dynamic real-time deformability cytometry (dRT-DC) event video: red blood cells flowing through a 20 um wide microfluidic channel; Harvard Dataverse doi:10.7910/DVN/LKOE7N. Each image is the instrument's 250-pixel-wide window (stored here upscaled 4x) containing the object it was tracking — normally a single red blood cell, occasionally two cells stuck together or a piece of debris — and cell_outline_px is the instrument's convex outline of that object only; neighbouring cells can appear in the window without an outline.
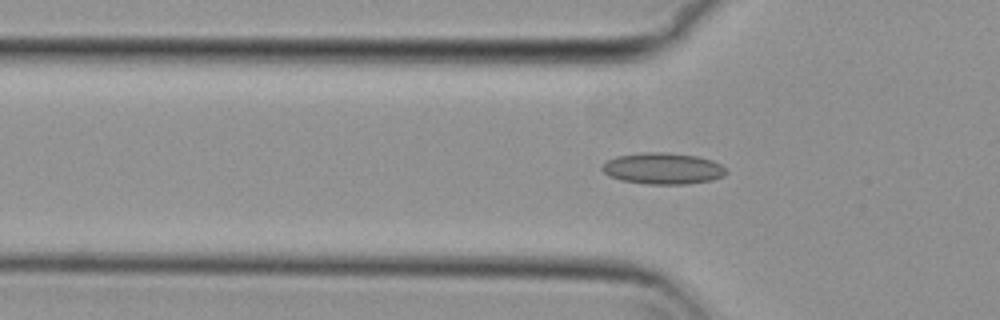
{"species": "common noctule bat (a hibernating species)", "species_latin": "Nyctalus noctula", "temperature_condition": "cold", "stored_images_in_passage": 50, "camera_frame_rate_fps": 3000, "um_per_image_px": 0.085, "animal": {"sex": "female", "body_mass_g": 29.2, "forearm_length_mm": 56.3}, "frame": {"image": 1, "passage_image": 18, "time_ms": 5.667, "image_size_px": [1000, 320], "cell_outline_px": [[728, 172], [724, 176], [712, 180], [684, 184], [648, 184], [620, 180], [608, 176], [600, 168], [608, 160], [616, 156], [640, 152], [664, 152], [696, 156], [712, 160], [720, 164]], "centroid_in_image_um": [56.33, 14.32], "position_along_channel_um": 69.5, "area_um2": 22.72}}
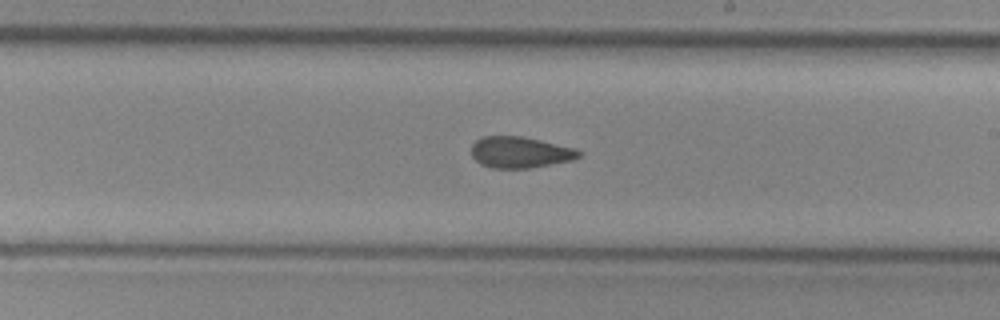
{"frame": {"image": 2, "passage_image": 32, "time_ms": 10.333, "image_size_px": [1000, 320], "cell_outline_px": [[584, 152], [580, 156], [572, 160], [532, 168], [492, 168], [480, 164], [472, 156], [472, 144], [480, 136], [520, 136], [540, 140], [576, 148]], "centroid_in_image_um": [44.22, 12.94], "position_along_channel_um": 244.8, "area_um2": 19.71}}
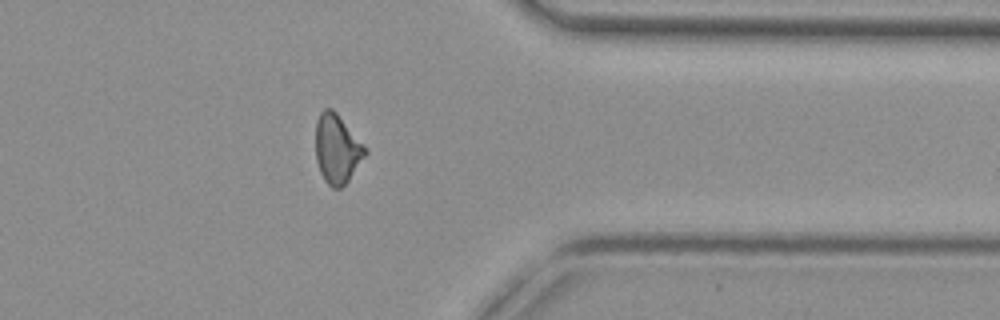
{"frame": {"image": 3, "passage_image": 44, "time_ms": 14.333, "image_size_px": [1000, 320], "cell_outline_px": [[368, 152], [348, 180], [340, 188], [332, 188], [324, 180], [320, 172], [316, 160], [316, 120], [320, 112], [324, 108], [332, 108], [336, 112], [368, 148]], "centroid_in_image_um": [28.65, 12.64], "position_along_channel_um": 382.7, "area_um2": 20.0}, "authors_computed_cell_mechanics": {"area_um2": 20.519, "velocity_mm_per_s": 3.749, "shape_relaxation_time_tau1_ms": null, "shape_relaxation_time_tau2_ms": 2.2668, "deformation_change_tau1": null, "deformation_change_tau2": 0.0754}}